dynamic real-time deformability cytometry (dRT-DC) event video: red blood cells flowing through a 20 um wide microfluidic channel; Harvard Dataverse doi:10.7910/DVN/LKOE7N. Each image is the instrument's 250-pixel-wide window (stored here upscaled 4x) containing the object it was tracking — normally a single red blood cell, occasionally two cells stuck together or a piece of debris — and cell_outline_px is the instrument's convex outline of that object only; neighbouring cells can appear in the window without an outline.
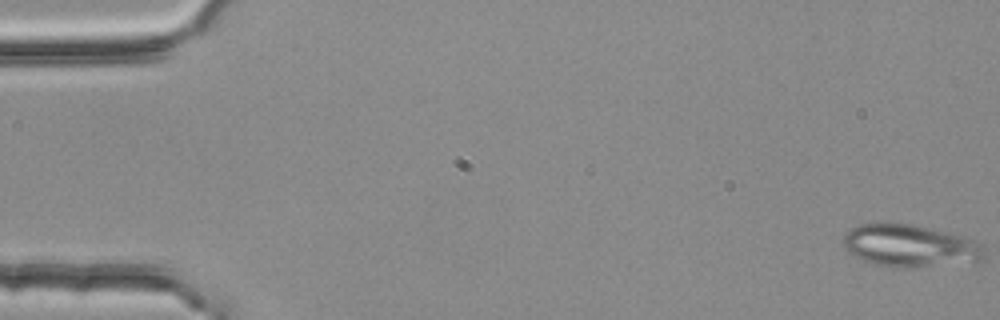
{"species": "common noctule bat (a hibernating species)", "species_latin": "Nyctalus noctula", "temperature_condition": "room temperature", "stored_images_in_passage": 3, "camera_frame_rate_fps": 3000, "um_per_image_px": 0.085, "animal": {"sex": "female", "body_mass_g": 25.1}, "frame": {"image": 1, "passage_image": 3, "time_ms": 0.667, "image_size_px": [1000, 320], "cell_outline_px": [[984, 256], [980, 260], [912, 268], [892, 268], [872, 264], [852, 256], [848, 252], [844, 244], [844, 236], [852, 228], [860, 224], [888, 220], [912, 224], [964, 236], [984, 244]], "centroid_in_image_um": [77.3, 20.87], "position_along_channel_um": 7.7, "area_um2": 35.43}}